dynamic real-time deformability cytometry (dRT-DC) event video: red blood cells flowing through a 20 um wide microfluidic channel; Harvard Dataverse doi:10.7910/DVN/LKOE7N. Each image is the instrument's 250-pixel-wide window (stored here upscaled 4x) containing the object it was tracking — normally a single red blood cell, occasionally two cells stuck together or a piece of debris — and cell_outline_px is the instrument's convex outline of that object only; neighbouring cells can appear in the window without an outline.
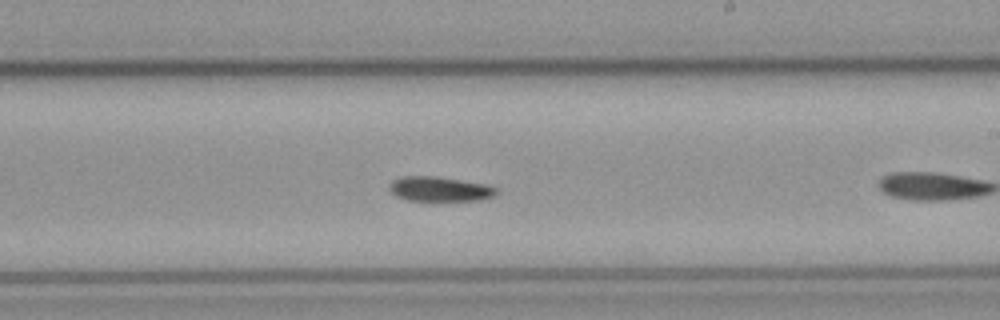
{"species": "common noctule bat (a hibernating species)", "species_latin": "Nyctalus noctula", "temperature_condition": "cold", "stored_images_in_passage": 45, "camera_frame_rate_fps": 3000, "um_per_image_px": 0.085, "animal": {"sex": "male", "body_mass_g": 23.1, "forearm_length_mm": 52.7}, "frame": {"image": 1, "passage_image": 20, "time_ms": 6.333, "image_size_px": [1000, 320], "cell_outline_px": [[496, 196], [480, 200], [408, 200], [396, 196], [388, 188], [388, 184], [392, 180], [404, 176], [432, 176], [484, 184], [496, 188]], "centroid_in_image_um": [37.33, 16.07], "position_along_channel_um": 251.7, "area_um2": 15.14}}
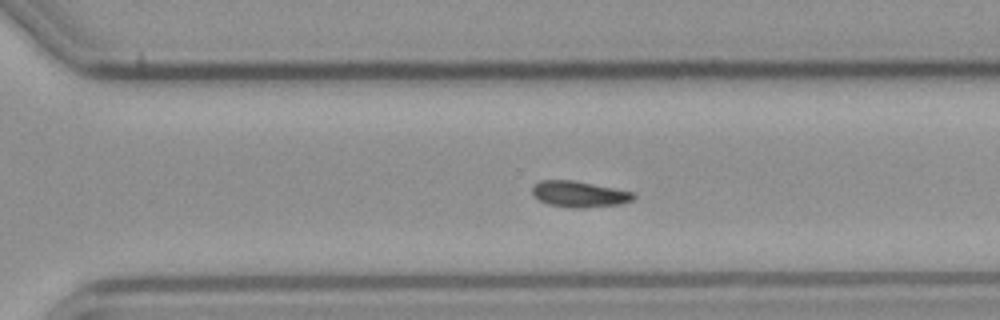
{"frame": {"image": 2, "passage_image": 26, "time_ms": 8.333, "image_size_px": [1000, 320], "cell_outline_px": [[636, 200], [620, 204], [588, 208], [568, 208], [548, 204], [540, 200], [532, 192], [532, 184], [540, 180], [572, 180], [636, 192]], "centroid_in_image_um": [49.28, 16.51], "position_along_channel_um": 321.3, "area_um2": 15.66}, "authors_computed_cell_mechanics": {"area_um2": 15.5482, "velocity_mm_per_s": 3.4956, "shape_relaxation_time_tau1_ms": 2.3623, "shape_relaxation_time_tau2_ms": null, "deformation_change_tau1": 0.0661, "deformation_change_tau2": null}}